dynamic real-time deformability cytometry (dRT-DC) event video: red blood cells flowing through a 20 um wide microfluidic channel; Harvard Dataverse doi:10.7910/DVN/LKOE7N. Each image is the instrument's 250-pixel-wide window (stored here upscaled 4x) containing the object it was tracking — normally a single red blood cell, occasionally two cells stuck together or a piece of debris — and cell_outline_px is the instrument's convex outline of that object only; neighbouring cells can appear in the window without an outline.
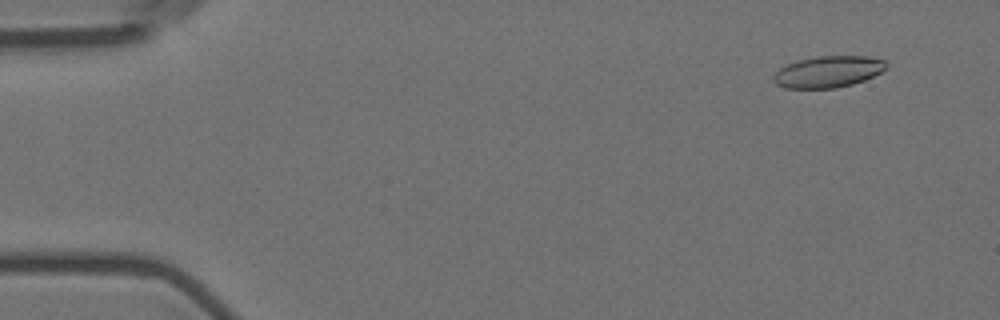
{"species": "Egyptian fruit bat (a non-hibernating species)", "species_latin": "Rousettus aegyptiacus", "temperature_condition": "room temperature", "stored_images_in_passage": 57, "camera_frame_rate_fps": 3000, "um_per_image_px": 0.085, "animal": {"sex": "female"}, "frame": {"image": 1, "passage_image": 5, "time_ms": 1.333, "image_size_px": [1000, 320], "cell_outline_px": [[888, 68], [864, 80], [852, 84], [836, 88], [784, 88], [776, 84], [772, 80], [772, 76], [780, 68], [796, 60], [816, 56], [864, 56], [884, 60], [888, 64]], "centroid_in_image_um": [70.37, 6.1], "position_along_channel_um": 14.6, "area_um2": 20.75}}
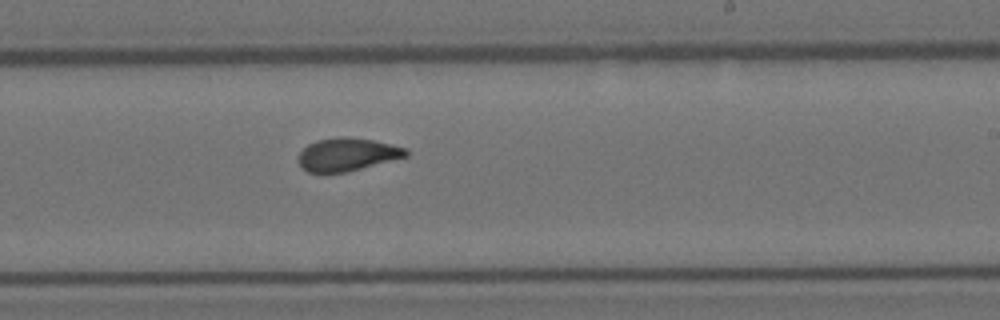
{"frame": {"image": 2, "passage_image": 35, "time_ms": 11.333, "image_size_px": [1000, 320], "cell_outline_px": [[408, 156], [344, 172], [308, 172], [300, 164], [300, 152], [308, 144], [316, 140], [340, 136], [348, 136], [372, 140], [392, 144], [408, 148]], "centroid_in_image_um": [29.54, 13.1], "position_along_channel_um": 259.5, "area_um2": 20.4}}
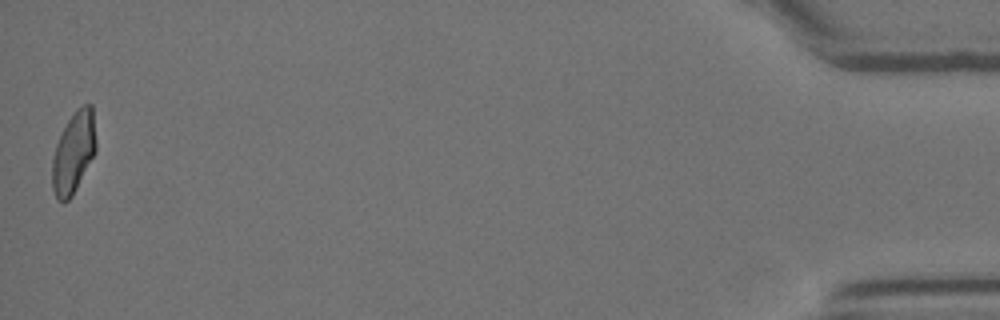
{"frame": {"image": 3, "passage_image": 57, "time_ms": 18.667, "image_size_px": [1000, 320], "cell_outline_px": [[96, 152], [72, 196], [64, 204], [56, 200], [52, 188], [52, 160], [56, 144], [68, 120], [76, 108], [84, 104], [92, 104], [96, 140]], "centroid_in_image_um": [6.25, 12.99], "position_along_channel_um": 428.9, "area_um2": 20.92}, "authors_computed_cell_mechanics": {"area_um2": 21.097, "velocity_mm_per_s": 3.5813, "shape_relaxation_time_tau1_ms": 8.5043, "shape_relaxation_time_tau2_ms": 1.5906, "deformation_change_tau1": 0.1992, "deformation_change_tau2": 0.0772}}